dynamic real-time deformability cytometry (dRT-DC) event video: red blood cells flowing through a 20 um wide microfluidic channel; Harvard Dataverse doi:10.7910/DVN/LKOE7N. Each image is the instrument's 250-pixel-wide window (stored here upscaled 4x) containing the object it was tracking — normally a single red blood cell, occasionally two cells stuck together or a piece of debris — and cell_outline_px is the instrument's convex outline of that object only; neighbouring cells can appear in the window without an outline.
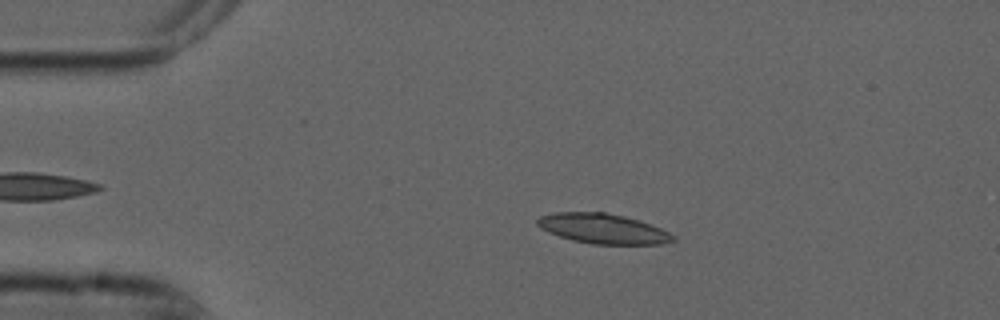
{"species": "common noctule bat (a hibernating species)", "species_latin": "Nyctalus noctula", "temperature_condition": "cold", "stored_images_in_passage": 16, "camera_frame_rate_fps": 3000, "um_per_image_px": 0.085, "animal": {"sex": "male", "forearm_length_mm": 52.5}, "frame": {"image": 1, "passage_image": 10, "time_ms": 3.0, "image_size_px": [1000, 320], "cell_outline_px": [[676, 240], [660, 244], [592, 244], [572, 240], [548, 232], [540, 228], [536, 224], [536, 220], [540, 216], [556, 212], [604, 212], [624, 216], [640, 220], [660, 228], [676, 236]], "centroid_in_image_um": [51.25, 19.43], "position_along_channel_um": 33.8, "area_um2": 23.7}}